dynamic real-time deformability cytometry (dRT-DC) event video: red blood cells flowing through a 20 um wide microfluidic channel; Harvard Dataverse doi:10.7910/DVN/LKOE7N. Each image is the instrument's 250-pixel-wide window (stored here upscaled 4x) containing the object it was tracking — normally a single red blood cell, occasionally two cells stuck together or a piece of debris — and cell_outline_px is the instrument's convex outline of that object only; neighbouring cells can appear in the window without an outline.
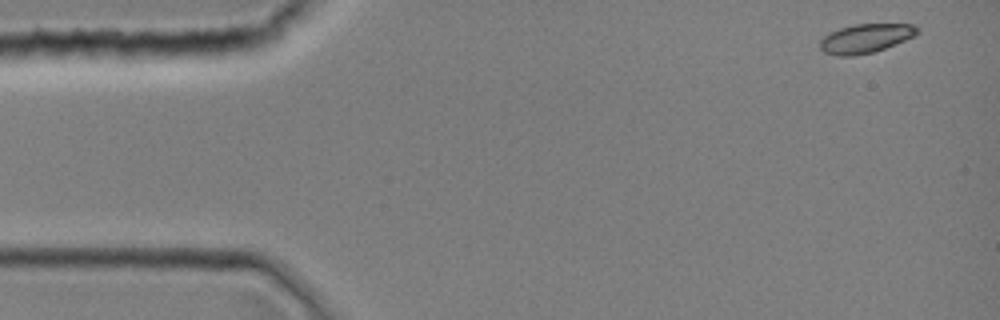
{"species": "common noctule bat (a hibernating species)", "species_latin": "Nyctalus noctula", "temperature_condition": "room temperature", "stored_images_in_passage": 4, "camera_frame_rate_fps": 3000, "um_per_image_px": 0.085, "animal": {"sex": "female", "body_mass_g": 19.0, "forearm_length_mm": 51.5}, "frame": {"image": 1, "passage_image": 1, "time_ms": 0.0, "image_size_px": [1000, 320], "cell_outline_px": [[920, 32], [904, 40], [884, 48], [872, 52], [852, 56], [836, 56], [824, 52], [820, 48], [820, 40], [828, 32], [840, 28], [856, 24], [912, 24], [920, 28]], "centroid_in_image_um": [73.55, 3.26], "position_along_channel_um": 11.5, "area_um2": 16.36}}